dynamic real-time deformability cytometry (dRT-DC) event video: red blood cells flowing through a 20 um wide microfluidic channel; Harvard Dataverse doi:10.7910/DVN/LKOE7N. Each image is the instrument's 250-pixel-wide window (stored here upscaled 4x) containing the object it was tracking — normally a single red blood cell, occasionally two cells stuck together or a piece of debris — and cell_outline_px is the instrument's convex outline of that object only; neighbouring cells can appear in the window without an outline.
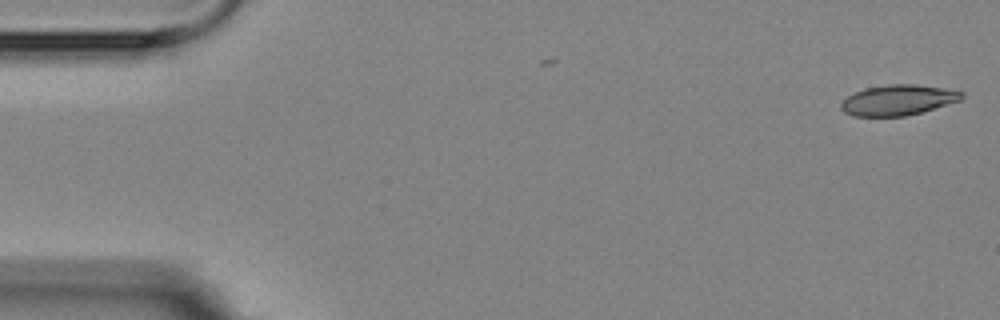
{"species": "Egyptian fruit bat (a non-hibernating species)", "species_latin": "Rousettus aegyptiacus", "temperature_condition": "room temperature", "stored_images_in_passage": 2, "camera_frame_rate_fps": 3000, "um_per_image_px": 0.085, "animal": {"sex": "female"}, "frame": {"image": 1, "passage_image": 2, "time_ms": 1.0, "image_size_px": [1000, 320], "cell_outline_px": [[964, 96], [960, 100], [920, 112], [904, 116], [852, 116], [844, 112], [840, 108], [840, 104], [848, 96], [864, 88], [888, 84], [916, 84], [944, 88], [964, 92]], "centroid_in_image_um": [76.31, 8.5], "position_along_channel_um": 8.7, "area_um2": 21.27}}